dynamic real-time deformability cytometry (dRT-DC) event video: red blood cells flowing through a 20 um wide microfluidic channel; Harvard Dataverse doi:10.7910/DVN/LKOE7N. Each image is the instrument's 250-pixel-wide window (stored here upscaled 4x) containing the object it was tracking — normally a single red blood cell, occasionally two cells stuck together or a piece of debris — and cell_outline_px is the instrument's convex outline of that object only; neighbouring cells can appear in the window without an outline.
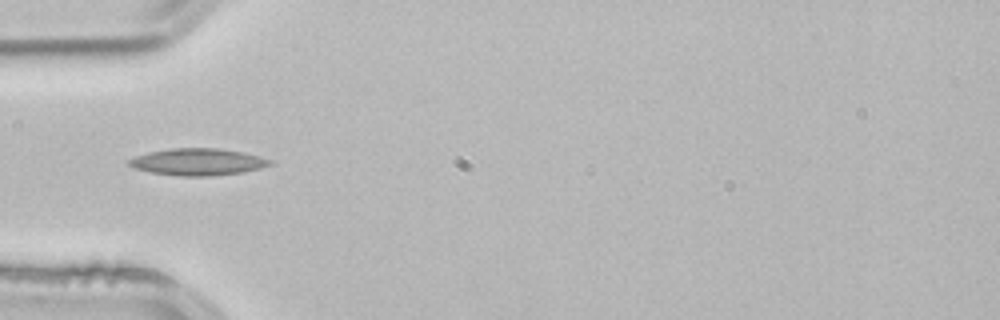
{"species": "common noctule bat (a hibernating species)", "species_latin": "Nyctalus noctula", "temperature_condition": "room temperature", "stored_images_in_passage": 2, "camera_frame_rate_fps": 3000, "um_per_image_px": 0.085, "animal": {"sex": "male", "body_mass_g": 21.5, "forearm_length_mm": 52.0}, "frame": {"image": 1, "passage_image": 2, "time_ms": 0.333, "image_size_px": [1000, 320], "cell_outline_px": [[276, 164], [244, 172], [212, 176], [180, 176], [152, 172], [132, 168], [128, 164], [128, 160], [136, 156], [148, 152], [172, 148], [220, 148], [244, 152], [272, 160]], "centroid_in_image_um": [16.85, 13.76], "position_along_channel_um": 68.1, "area_um2": 22.25}}